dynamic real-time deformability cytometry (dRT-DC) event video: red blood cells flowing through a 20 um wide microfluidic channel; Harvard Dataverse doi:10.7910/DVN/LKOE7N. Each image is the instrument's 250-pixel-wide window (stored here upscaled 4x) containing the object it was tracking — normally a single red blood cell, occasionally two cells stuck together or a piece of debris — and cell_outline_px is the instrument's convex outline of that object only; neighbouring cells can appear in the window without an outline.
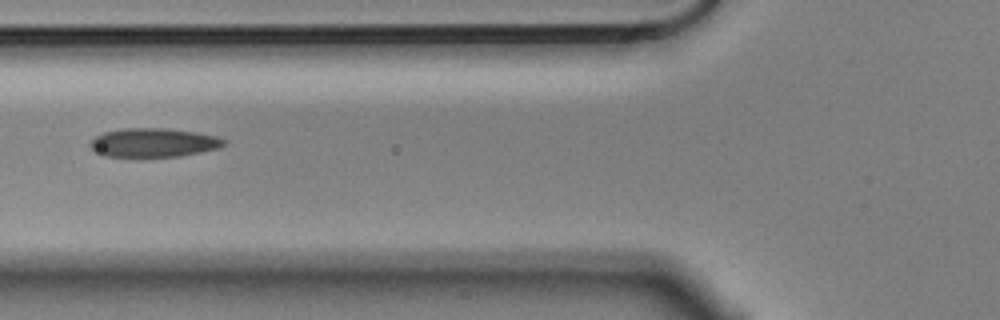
{"species": "Egyptian fruit bat (a non-hibernating species)", "species_latin": "Rousettus aegyptiacus", "temperature_condition": "cold", "stored_images_in_passage": 4, "camera_frame_rate_fps": 3000, "um_per_image_px": 0.085, "animal": {"sex": "male"}, "frame": {"image": 1, "passage_image": 2, "time_ms": 0.333, "image_size_px": [1000, 320], "cell_outline_px": [[228, 144], [220, 148], [180, 156], [104, 156], [96, 152], [88, 144], [96, 136], [104, 132], [124, 128], [164, 128], [196, 132], [216, 136], [228, 140]], "centroid_in_image_um": [13.1, 12.11], "position_along_channel_um": 112.7, "area_um2": 22.48}}
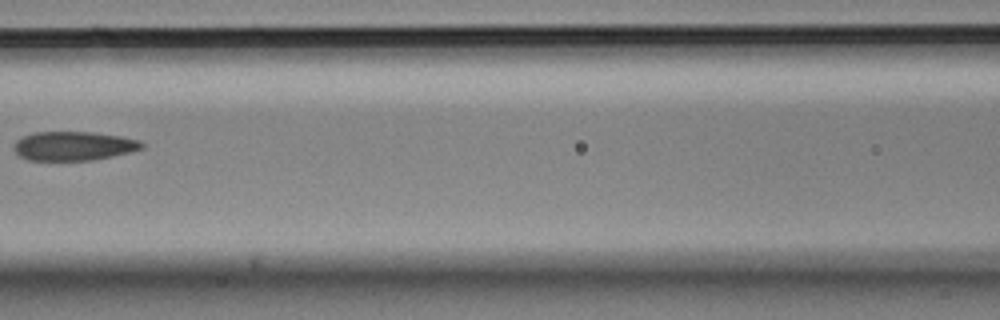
{"frame": {"image": 2, "passage_image": 3, "time_ms": 0.667, "image_size_px": [1000, 320], "cell_outline_px": [[144, 148], [132, 152], [92, 160], [28, 160], [20, 156], [16, 152], [16, 140], [24, 136], [36, 132], [92, 132], [120, 136], [140, 140], [144, 144]], "centroid_in_image_um": [6.32, 12.41], "position_along_channel_um": 160.3, "area_um2": 21.5}}
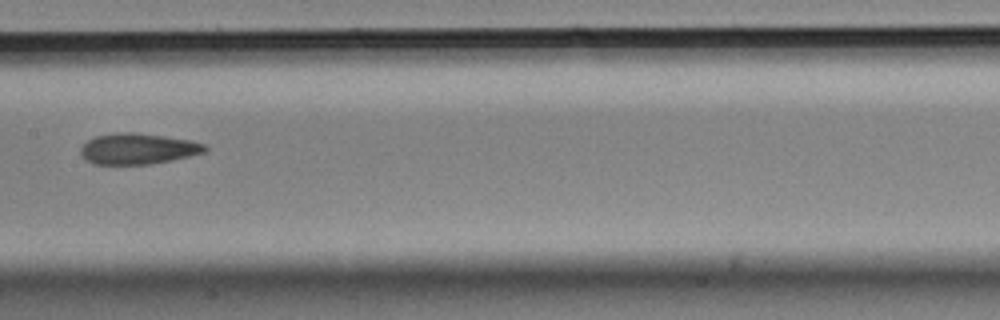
{"frame": {"image": 3, "passage_image": 4, "time_ms": 1.0, "image_size_px": [1000, 320], "cell_outline_px": [[208, 148], [204, 152], [172, 160], [148, 164], [92, 164], [84, 160], [80, 152], [80, 148], [88, 140], [96, 136], [120, 132], [136, 132], [164, 136], [188, 140], [204, 144]], "centroid_in_image_um": [11.67, 12.65], "position_along_channel_um": 195.7, "area_um2": 22.25}}